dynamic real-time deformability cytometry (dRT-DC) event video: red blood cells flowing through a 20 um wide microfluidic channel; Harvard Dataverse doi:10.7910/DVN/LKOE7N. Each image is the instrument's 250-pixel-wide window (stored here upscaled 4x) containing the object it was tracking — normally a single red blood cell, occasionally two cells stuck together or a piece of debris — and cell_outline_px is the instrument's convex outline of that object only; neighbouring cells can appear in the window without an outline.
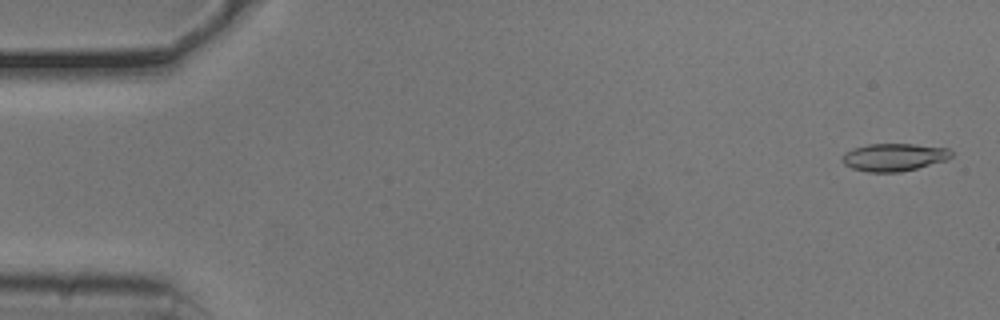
{"species": "common noctule bat (a hibernating species)", "species_latin": "Nyctalus noctula", "temperature_condition": "cold", "stored_images_in_passage": 19, "camera_frame_rate_fps": 3000, "um_per_image_px": 0.085, "animal": {"sex": "male", "body_mass_g": 20.5, "forearm_length_mm": 52.5}, "frame": {"image": 1, "passage_image": 2, "time_ms": 0.333, "image_size_px": [1000, 320], "cell_outline_px": [[952, 156], [948, 160], [900, 172], [868, 172], [852, 168], [844, 164], [840, 160], [844, 152], [852, 148], [868, 144], [916, 144], [948, 148], [952, 152]], "centroid_in_image_um": [75.97, 13.35], "position_along_channel_um": 9.0, "area_um2": 17.74}}
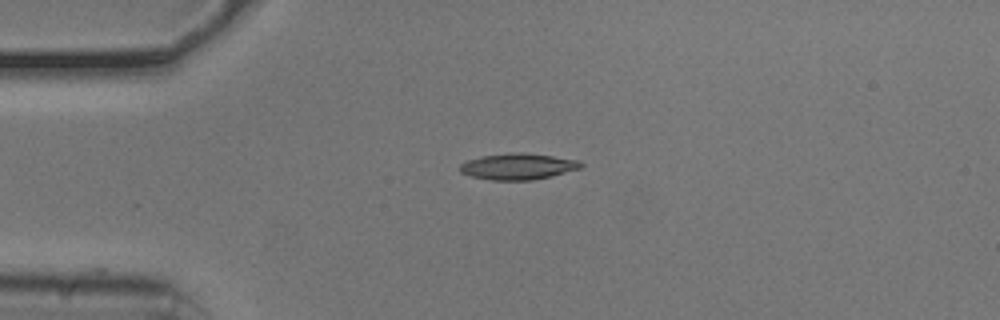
{"frame": {"image": 2, "passage_image": 13, "time_ms": 4.0, "image_size_px": [1000, 320], "cell_outline_px": [[584, 164], [580, 168], [552, 176], [532, 180], [492, 180], [472, 176], [460, 172], [460, 164], [468, 160], [480, 156], [512, 152], [520, 152], [552, 156], [580, 160]], "centroid_in_image_um": [44.04, 14.14], "position_along_channel_um": 41.0, "area_um2": 18.44}}
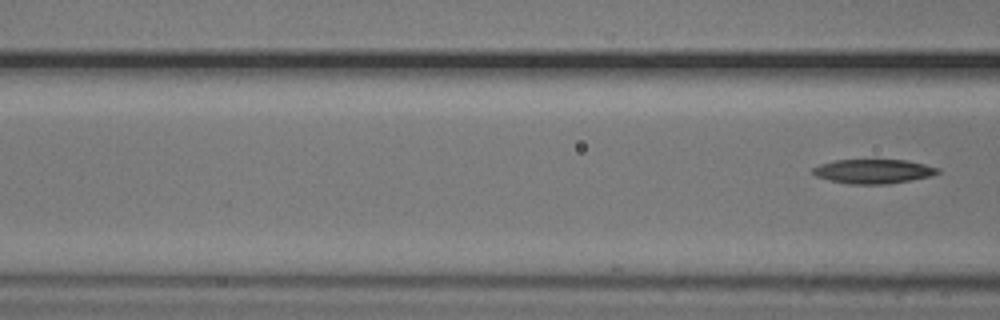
{"frame": {"image": 3, "passage_image": 19, "time_ms": 6.0, "image_size_px": [1000, 320], "cell_outline_px": [[940, 172], [932, 176], [888, 184], [848, 184], [828, 180], [816, 176], [812, 172], [812, 168], [820, 164], [836, 160], [908, 160], [940, 168]], "centroid_in_image_um": [74.24, 14.57], "position_along_channel_um": 92.4, "area_um2": 17.74}}